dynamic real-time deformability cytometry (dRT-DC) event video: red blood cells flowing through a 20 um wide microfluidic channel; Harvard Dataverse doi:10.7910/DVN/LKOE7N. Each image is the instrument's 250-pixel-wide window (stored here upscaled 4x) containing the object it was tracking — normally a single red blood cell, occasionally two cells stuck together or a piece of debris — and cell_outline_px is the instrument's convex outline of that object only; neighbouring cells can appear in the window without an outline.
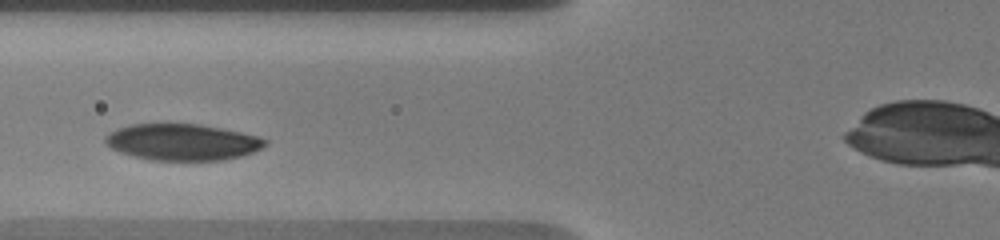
{"species": "human", "species_latin": "Homo sapiens", "temperature_condition": "warm", "stored_images_in_passage": 12, "camera_frame_rate_fps": 3000, "um_per_image_px": 0.085, "donor": {"sex": "male"}, "frame": {"image": 1, "passage_image": 7, "time_ms": 4.667, "image_size_px": [1000, 240], "cell_outline_px": [[268, 144], [252, 152], [240, 156], [224, 160], [152, 160], [120, 152], [112, 148], [104, 140], [104, 136], [108, 132], [132, 124], [200, 124], [260, 136], [268, 140]], "centroid_in_image_um": [15.52, 12.07], "position_along_channel_um": 110.3, "area_um2": 33.7}}
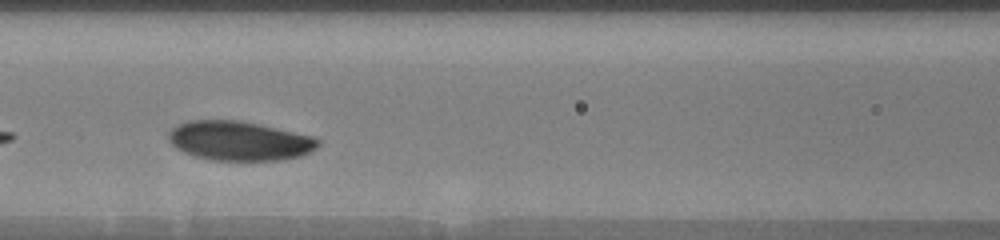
{"frame": {"image": 2, "passage_image": 9, "time_ms": 5.667, "image_size_px": [1000, 240], "cell_outline_px": [[320, 144], [316, 148], [300, 156], [280, 160], [212, 160], [196, 156], [184, 152], [176, 148], [168, 140], [168, 132], [176, 124], [188, 120], [240, 120], [260, 124], [312, 136], [320, 140]], "centroid_in_image_um": [20.31, 11.96], "position_along_channel_um": 146.3, "area_um2": 34.33}}
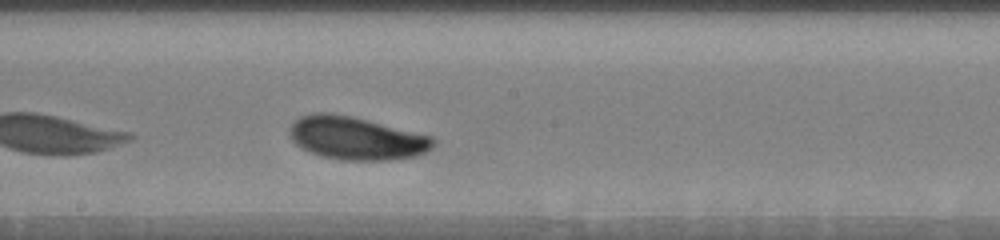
{"frame": {"image": 3, "passage_image": 12, "time_ms": 7.667, "image_size_px": [1000, 240], "cell_outline_px": [[432, 148], [416, 156], [396, 160], [340, 160], [320, 156], [308, 152], [296, 144], [292, 140], [288, 132], [288, 128], [300, 116], [312, 112], [328, 112], [352, 116], [432, 136]], "centroid_in_image_um": [30.23, 11.75], "position_along_channel_um": 218.0, "area_um2": 36.18}}